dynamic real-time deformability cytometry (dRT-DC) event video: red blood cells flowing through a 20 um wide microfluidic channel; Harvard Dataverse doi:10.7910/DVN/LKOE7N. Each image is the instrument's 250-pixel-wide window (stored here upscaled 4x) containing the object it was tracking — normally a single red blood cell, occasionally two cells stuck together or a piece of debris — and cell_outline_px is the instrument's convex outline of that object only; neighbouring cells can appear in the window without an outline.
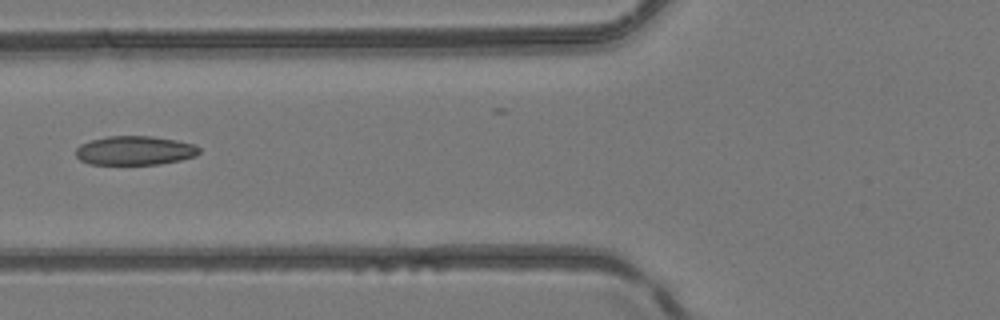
{"species": "common noctule bat (a hibernating species)", "species_latin": "Nyctalus noctula", "temperature_condition": "room temperature", "stored_images_in_passage": 6, "camera_frame_rate_fps": 3000, "um_per_image_px": 0.085, "animal": {"sex": "female", "body_mass_g": 24.6, "forearm_length_mm": 56.2}, "frame": {"image": 1, "passage_image": 6, "time_ms": 5.667, "image_size_px": [1000, 320], "cell_outline_px": [[200, 152], [196, 156], [180, 160], [160, 164], [88, 164], [80, 160], [76, 156], [76, 148], [80, 144], [92, 140], [108, 136], [152, 136], [176, 140], [196, 144], [200, 148]], "centroid_in_image_um": [11.48, 12.79], "position_along_channel_um": 114.3, "area_um2": 20.98}}